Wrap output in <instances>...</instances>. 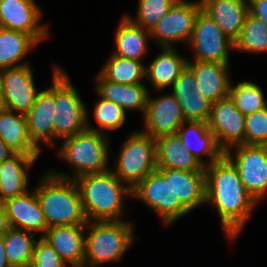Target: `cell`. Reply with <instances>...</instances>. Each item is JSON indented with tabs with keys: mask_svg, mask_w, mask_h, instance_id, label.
<instances>
[{
	"mask_svg": "<svg viewBox=\"0 0 267 267\" xmlns=\"http://www.w3.org/2000/svg\"><path fill=\"white\" fill-rule=\"evenodd\" d=\"M206 203L216 206L230 240L240 234L257 200L244 187L233 163L223 155L205 165Z\"/></svg>",
	"mask_w": 267,
	"mask_h": 267,
	"instance_id": "obj_1",
	"label": "cell"
},
{
	"mask_svg": "<svg viewBox=\"0 0 267 267\" xmlns=\"http://www.w3.org/2000/svg\"><path fill=\"white\" fill-rule=\"evenodd\" d=\"M35 190L48 227L88 222L78 186L69 175L50 172Z\"/></svg>",
	"mask_w": 267,
	"mask_h": 267,
	"instance_id": "obj_2",
	"label": "cell"
},
{
	"mask_svg": "<svg viewBox=\"0 0 267 267\" xmlns=\"http://www.w3.org/2000/svg\"><path fill=\"white\" fill-rule=\"evenodd\" d=\"M83 210L88 221H119L124 194L131 196V189L108 170L102 173L86 174L76 179ZM92 217V218H91Z\"/></svg>",
	"mask_w": 267,
	"mask_h": 267,
	"instance_id": "obj_3",
	"label": "cell"
},
{
	"mask_svg": "<svg viewBox=\"0 0 267 267\" xmlns=\"http://www.w3.org/2000/svg\"><path fill=\"white\" fill-rule=\"evenodd\" d=\"M86 228L91 230L85 239L84 266L119 260L135 238L131 224L124 220L88 221Z\"/></svg>",
	"mask_w": 267,
	"mask_h": 267,
	"instance_id": "obj_4",
	"label": "cell"
},
{
	"mask_svg": "<svg viewBox=\"0 0 267 267\" xmlns=\"http://www.w3.org/2000/svg\"><path fill=\"white\" fill-rule=\"evenodd\" d=\"M64 139L58 152L76 169L73 179L109 170L106 165L109 146L104 133L85 129Z\"/></svg>",
	"mask_w": 267,
	"mask_h": 267,
	"instance_id": "obj_5",
	"label": "cell"
},
{
	"mask_svg": "<svg viewBox=\"0 0 267 267\" xmlns=\"http://www.w3.org/2000/svg\"><path fill=\"white\" fill-rule=\"evenodd\" d=\"M119 154L113 172L131 190L157 169L155 139L143 131L130 134Z\"/></svg>",
	"mask_w": 267,
	"mask_h": 267,
	"instance_id": "obj_6",
	"label": "cell"
},
{
	"mask_svg": "<svg viewBox=\"0 0 267 267\" xmlns=\"http://www.w3.org/2000/svg\"><path fill=\"white\" fill-rule=\"evenodd\" d=\"M69 76L60 68L55 73L54 139L74 136L87 129L88 113Z\"/></svg>",
	"mask_w": 267,
	"mask_h": 267,
	"instance_id": "obj_7",
	"label": "cell"
},
{
	"mask_svg": "<svg viewBox=\"0 0 267 267\" xmlns=\"http://www.w3.org/2000/svg\"><path fill=\"white\" fill-rule=\"evenodd\" d=\"M131 196L144 201L159 213L167 224L173 223L189 212L178 198L174 199L172 169L157 168L131 190Z\"/></svg>",
	"mask_w": 267,
	"mask_h": 267,
	"instance_id": "obj_8",
	"label": "cell"
},
{
	"mask_svg": "<svg viewBox=\"0 0 267 267\" xmlns=\"http://www.w3.org/2000/svg\"><path fill=\"white\" fill-rule=\"evenodd\" d=\"M224 155L236 167L244 187L258 202L267 192V146L239 144L235 158L230 150Z\"/></svg>",
	"mask_w": 267,
	"mask_h": 267,
	"instance_id": "obj_9",
	"label": "cell"
},
{
	"mask_svg": "<svg viewBox=\"0 0 267 267\" xmlns=\"http://www.w3.org/2000/svg\"><path fill=\"white\" fill-rule=\"evenodd\" d=\"M188 44L194 48V61L229 63L228 49H234V42L202 9L196 17Z\"/></svg>",
	"mask_w": 267,
	"mask_h": 267,
	"instance_id": "obj_10",
	"label": "cell"
},
{
	"mask_svg": "<svg viewBox=\"0 0 267 267\" xmlns=\"http://www.w3.org/2000/svg\"><path fill=\"white\" fill-rule=\"evenodd\" d=\"M201 2L177 0L169 12L149 31L160 47H173L172 43L184 40L189 43Z\"/></svg>",
	"mask_w": 267,
	"mask_h": 267,
	"instance_id": "obj_11",
	"label": "cell"
},
{
	"mask_svg": "<svg viewBox=\"0 0 267 267\" xmlns=\"http://www.w3.org/2000/svg\"><path fill=\"white\" fill-rule=\"evenodd\" d=\"M207 124L224 152L231 146L244 144L245 116L230 96L212 103Z\"/></svg>",
	"mask_w": 267,
	"mask_h": 267,
	"instance_id": "obj_12",
	"label": "cell"
},
{
	"mask_svg": "<svg viewBox=\"0 0 267 267\" xmlns=\"http://www.w3.org/2000/svg\"><path fill=\"white\" fill-rule=\"evenodd\" d=\"M31 70L28 65L0 70L2 107L23 115L30 111L39 94L36 92Z\"/></svg>",
	"mask_w": 267,
	"mask_h": 267,
	"instance_id": "obj_13",
	"label": "cell"
},
{
	"mask_svg": "<svg viewBox=\"0 0 267 267\" xmlns=\"http://www.w3.org/2000/svg\"><path fill=\"white\" fill-rule=\"evenodd\" d=\"M41 15L34 0H0V27L25 32L37 42L49 37L46 27L37 24Z\"/></svg>",
	"mask_w": 267,
	"mask_h": 267,
	"instance_id": "obj_14",
	"label": "cell"
},
{
	"mask_svg": "<svg viewBox=\"0 0 267 267\" xmlns=\"http://www.w3.org/2000/svg\"><path fill=\"white\" fill-rule=\"evenodd\" d=\"M185 121L181 106L173 94L153 100L148 98L144 115L145 128L147 129L143 132L149 134L153 139L176 134Z\"/></svg>",
	"mask_w": 267,
	"mask_h": 267,
	"instance_id": "obj_15",
	"label": "cell"
},
{
	"mask_svg": "<svg viewBox=\"0 0 267 267\" xmlns=\"http://www.w3.org/2000/svg\"><path fill=\"white\" fill-rule=\"evenodd\" d=\"M59 69L60 67L55 68L52 87L39 91L33 107L26 114L30 140L39 151L41 148L38 144L41 140L54 145L55 73Z\"/></svg>",
	"mask_w": 267,
	"mask_h": 267,
	"instance_id": "obj_16",
	"label": "cell"
},
{
	"mask_svg": "<svg viewBox=\"0 0 267 267\" xmlns=\"http://www.w3.org/2000/svg\"><path fill=\"white\" fill-rule=\"evenodd\" d=\"M86 225L48 227L42 236L71 267H84Z\"/></svg>",
	"mask_w": 267,
	"mask_h": 267,
	"instance_id": "obj_17",
	"label": "cell"
},
{
	"mask_svg": "<svg viewBox=\"0 0 267 267\" xmlns=\"http://www.w3.org/2000/svg\"><path fill=\"white\" fill-rule=\"evenodd\" d=\"M11 227L27 230L28 232H43L48 229L41 209L36 190L7 199L3 202Z\"/></svg>",
	"mask_w": 267,
	"mask_h": 267,
	"instance_id": "obj_18",
	"label": "cell"
},
{
	"mask_svg": "<svg viewBox=\"0 0 267 267\" xmlns=\"http://www.w3.org/2000/svg\"><path fill=\"white\" fill-rule=\"evenodd\" d=\"M202 10L235 42L249 13L248 0H200Z\"/></svg>",
	"mask_w": 267,
	"mask_h": 267,
	"instance_id": "obj_19",
	"label": "cell"
},
{
	"mask_svg": "<svg viewBox=\"0 0 267 267\" xmlns=\"http://www.w3.org/2000/svg\"><path fill=\"white\" fill-rule=\"evenodd\" d=\"M176 134L180 138L183 147L194 155L204 166L206 162H204L203 158H201L202 155H207L210 159L208 165L219 160L224 155V151L219 147L214 134L208 127L207 122L185 121L180 126ZM193 141H196L197 145L193 146Z\"/></svg>",
	"mask_w": 267,
	"mask_h": 267,
	"instance_id": "obj_20",
	"label": "cell"
},
{
	"mask_svg": "<svg viewBox=\"0 0 267 267\" xmlns=\"http://www.w3.org/2000/svg\"><path fill=\"white\" fill-rule=\"evenodd\" d=\"M228 65L229 63L220 62H187V66L195 74L199 91L211 103L229 96Z\"/></svg>",
	"mask_w": 267,
	"mask_h": 267,
	"instance_id": "obj_21",
	"label": "cell"
},
{
	"mask_svg": "<svg viewBox=\"0 0 267 267\" xmlns=\"http://www.w3.org/2000/svg\"><path fill=\"white\" fill-rule=\"evenodd\" d=\"M38 155L16 153L12 158L0 162V201L26 193L28 190L27 169L33 166Z\"/></svg>",
	"mask_w": 267,
	"mask_h": 267,
	"instance_id": "obj_22",
	"label": "cell"
},
{
	"mask_svg": "<svg viewBox=\"0 0 267 267\" xmlns=\"http://www.w3.org/2000/svg\"><path fill=\"white\" fill-rule=\"evenodd\" d=\"M98 85L96 92L109 101L121 106L125 111L136 109L145 115L149 91L143 83L141 84H120L105 79L100 73L97 76Z\"/></svg>",
	"mask_w": 267,
	"mask_h": 267,
	"instance_id": "obj_23",
	"label": "cell"
},
{
	"mask_svg": "<svg viewBox=\"0 0 267 267\" xmlns=\"http://www.w3.org/2000/svg\"><path fill=\"white\" fill-rule=\"evenodd\" d=\"M157 168L204 171V165L181 144L177 134L155 139Z\"/></svg>",
	"mask_w": 267,
	"mask_h": 267,
	"instance_id": "obj_24",
	"label": "cell"
},
{
	"mask_svg": "<svg viewBox=\"0 0 267 267\" xmlns=\"http://www.w3.org/2000/svg\"><path fill=\"white\" fill-rule=\"evenodd\" d=\"M0 137L14 152L26 155H39L40 151L32 144L26 115L4 107L0 108Z\"/></svg>",
	"mask_w": 267,
	"mask_h": 267,
	"instance_id": "obj_25",
	"label": "cell"
},
{
	"mask_svg": "<svg viewBox=\"0 0 267 267\" xmlns=\"http://www.w3.org/2000/svg\"><path fill=\"white\" fill-rule=\"evenodd\" d=\"M172 189L174 199L178 198L189 212L206 204L205 171L172 169Z\"/></svg>",
	"mask_w": 267,
	"mask_h": 267,
	"instance_id": "obj_26",
	"label": "cell"
},
{
	"mask_svg": "<svg viewBox=\"0 0 267 267\" xmlns=\"http://www.w3.org/2000/svg\"><path fill=\"white\" fill-rule=\"evenodd\" d=\"M160 53L145 69V78L158 91L173 85L187 66L188 60L177 54L174 47H162Z\"/></svg>",
	"mask_w": 267,
	"mask_h": 267,
	"instance_id": "obj_27",
	"label": "cell"
},
{
	"mask_svg": "<svg viewBox=\"0 0 267 267\" xmlns=\"http://www.w3.org/2000/svg\"><path fill=\"white\" fill-rule=\"evenodd\" d=\"M115 35L116 51L113 54L141 61V57L147 52L149 30L134 24L127 16H124Z\"/></svg>",
	"mask_w": 267,
	"mask_h": 267,
	"instance_id": "obj_28",
	"label": "cell"
},
{
	"mask_svg": "<svg viewBox=\"0 0 267 267\" xmlns=\"http://www.w3.org/2000/svg\"><path fill=\"white\" fill-rule=\"evenodd\" d=\"M37 43L25 32L0 27V70L28 65L19 62Z\"/></svg>",
	"mask_w": 267,
	"mask_h": 267,
	"instance_id": "obj_29",
	"label": "cell"
},
{
	"mask_svg": "<svg viewBox=\"0 0 267 267\" xmlns=\"http://www.w3.org/2000/svg\"><path fill=\"white\" fill-rule=\"evenodd\" d=\"M34 235H29L27 230L14 227H10L3 235L7 259L12 267L31 265L36 243Z\"/></svg>",
	"mask_w": 267,
	"mask_h": 267,
	"instance_id": "obj_30",
	"label": "cell"
},
{
	"mask_svg": "<svg viewBox=\"0 0 267 267\" xmlns=\"http://www.w3.org/2000/svg\"><path fill=\"white\" fill-rule=\"evenodd\" d=\"M146 67L141 61L126 59L112 54L100 74L109 81L120 84H141Z\"/></svg>",
	"mask_w": 267,
	"mask_h": 267,
	"instance_id": "obj_31",
	"label": "cell"
},
{
	"mask_svg": "<svg viewBox=\"0 0 267 267\" xmlns=\"http://www.w3.org/2000/svg\"><path fill=\"white\" fill-rule=\"evenodd\" d=\"M234 49L249 53L267 51V25L260 19L247 14L238 39L234 42Z\"/></svg>",
	"mask_w": 267,
	"mask_h": 267,
	"instance_id": "obj_32",
	"label": "cell"
},
{
	"mask_svg": "<svg viewBox=\"0 0 267 267\" xmlns=\"http://www.w3.org/2000/svg\"><path fill=\"white\" fill-rule=\"evenodd\" d=\"M229 96L244 116L267 107L260 87L249 81L239 82L235 87L230 84Z\"/></svg>",
	"mask_w": 267,
	"mask_h": 267,
	"instance_id": "obj_33",
	"label": "cell"
},
{
	"mask_svg": "<svg viewBox=\"0 0 267 267\" xmlns=\"http://www.w3.org/2000/svg\"><path fill=\"white\" fill-rule=\"evenodd\" d=\"M95 120L99 128L90 127L87 122V129L103 133L105 130H116L120 128L126 119V111L116 103L105 98L100 99L94 109Z\"/></svg>",
	"mask_w": 267,
	"mask_h": 267,
	"instance_id": "obj_34",
	"label": "cell"
},
{
	"mask_svg": "<svg viewBox=\"0 0 267 267\" xmlns=\"http://www.w3.org/2000/svg\"><path fill=\"white\" fill-rule=\"evenodd\" d=\"M177 0H139L137 18L132 19L134 24L151 30L155 24L164 17Z\"/></svg>",
	"mask_w": 267,
	"mask_h": 267,
	"instance_id": "obj_35",
	"label": "cell"
},
{
	"mask_svg": "<svg viewBox=\"0 0 267 267\" xmlns=\"http://www.w3.org/2000/svg\"><path fill=\"white\" fill-rule=\"evenodd\" d=\"M244 144L267 146V107L245 116Z\"/></svg>",
	"mask_w": 267,
	"mask_h": 267,
	"instance_id": "obj_36",
	"label": "cell"
},
{
	"mask_svg": "<svg viewBox=\"0 0 267 267\" xmlns=\"http://www.w3.org/2000/svg\"><path fill=\"white\" fill-rule=\"evenodd\" d=\"M174 97L181 106L186 121L208 122L212 103L203 94Z\"/></svg>",
	"mask_w": 267,
	"mask_h": 267,
	"instance_id": "obj_37",
	"label": "cell"
},
{
	"mask_svg": "<svg viewBox=\"0 0 267 267\" xmlns=\"http://www.w3.org/2000/svg\"><path fill=\"white\" fill-rule=\"evenodd\" d=\"M67 264L60 258L59 254L43 238L35 243L32 267H65Z\"/></svg>",
	"mask_w": 267,
	"mask_h": 267,
	"instance_id": "obj_38",
	"label": "cell"
},
{
	"mask_svg": "<svg viewBox=\"0 0 267 267\" xmlns=\"http://www.w3.org/2000/svg\"><path fill=\"white\" fill-rule=\"evenodd\" d=\"M174 96H190L202 94L193 71L186 66L172 85Z\"/></svg>",
	"mask_w": 267,
	"mask_h": 267,
	"instance_id": "obj_39",
	"label": "cell"
},
{
	"mask_svg": "<svg viewBox=\"0 0 267 267\" xmlns=\"http://www.w3.org/2000/svg\"><path fill=\"white\" fill-rule=\"evenodd\" d=\"M249 13L267 25V0H248Z\"/></svg>",
	"mask_w": 267,
	"mask_h": 267,
	"instance_id": "obj_40",
	"label": "cell"
},
{
	"mask_svg": "<svg viewBox=\"0 0 267 267\" xmlns=\"http://www.w3.org/2000/svg\"><path fill=\"white\" fill-rule=\"evenodd\" d=\"M10 223L5 208H0V236L4 235L10 228Z\"/></svg>",
	"mask_w": 267,
	"mask_h": 267,
	"instance_id": "obj_41",
	"label": "cell"
},
{
	"mask_svg": "<svg viewBox=\"0 0 267 267\" xmlns=\"http://www.w3.org/2000/svg\"><path fill=\"white\" fill-rule=\"evenodd\" d=\"M16 152L8 148L0 137V162L12 158Z\"/></svg>",
	"mask_w": 267,
	"mask_h": 267,
	"instance_id": "obj_42",
	"label": "cell"
},
{
	"mask_svg": "<svg viewBox=\"0 0 267 267\" xmlns=\"http://www.w3.org/2000/svg\"><path fill=\"white\" fill-rule=\"evenodd\" d=\"M0 267H12L7 259L6 247L3 235L0 236Z\"/></svg>",
	"mask_w": 267,
	"mask_h": 267,
	"instance_id": "obj_43",
	"label": "cell"
},
{
	"mask_svg": "<svg viewBox=\"0 0 267 267\" xmlns=\"http://www.w3.org/2000/svg\"><path fill=\"white\" fill-rule=\"evenodd\" d=\"M3 106V91H2V81L0 76V108Z\"/></svg>",
	"mask_w": 267,
	"mask_h": 267,
	"instance_id": "obj_44",
	"label": "cell"
}]
</instances>
